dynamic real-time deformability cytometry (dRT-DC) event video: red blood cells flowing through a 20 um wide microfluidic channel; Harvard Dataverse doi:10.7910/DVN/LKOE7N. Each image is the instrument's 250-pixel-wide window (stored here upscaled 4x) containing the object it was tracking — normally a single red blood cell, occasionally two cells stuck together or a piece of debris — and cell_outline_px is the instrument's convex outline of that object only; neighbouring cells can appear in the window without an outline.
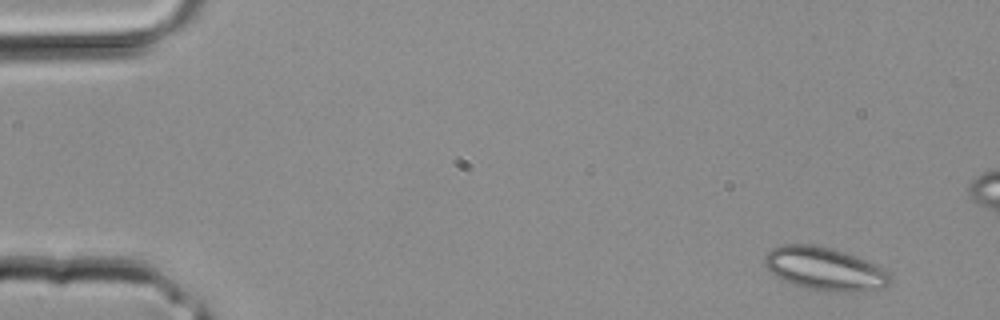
{"species": "common noctule bat (a hibernating species)", "species_latin": "Nyctalus noctula", "temperature_condition": "room temperature", "stored_images_in_passage": 2, "segment_of_instrument_passage": [2, 2], "camera_frame_rate_fps": 3000, "um_per_image_px": 0.085, "animal": {"sex": "male", "body_mass_g": 20.4}, "frame": {"image": 1, "passage_image": 2, "time_ms": 0.333, "image_size_px": [1000, 320], "cell_outline_px": [[892, 280], [884, 288], [808, 288], [792, 284], [768, 272], [764, 264], [764, 256], [772, 248], [780, 244], [812, 244], [836, 248], [856, 256], [884, 268], [892, 276]], "centroid_in_image_um": [70.02, 22.76], "position_along_channel_um": 15.0, "area_um2": 30.58}}